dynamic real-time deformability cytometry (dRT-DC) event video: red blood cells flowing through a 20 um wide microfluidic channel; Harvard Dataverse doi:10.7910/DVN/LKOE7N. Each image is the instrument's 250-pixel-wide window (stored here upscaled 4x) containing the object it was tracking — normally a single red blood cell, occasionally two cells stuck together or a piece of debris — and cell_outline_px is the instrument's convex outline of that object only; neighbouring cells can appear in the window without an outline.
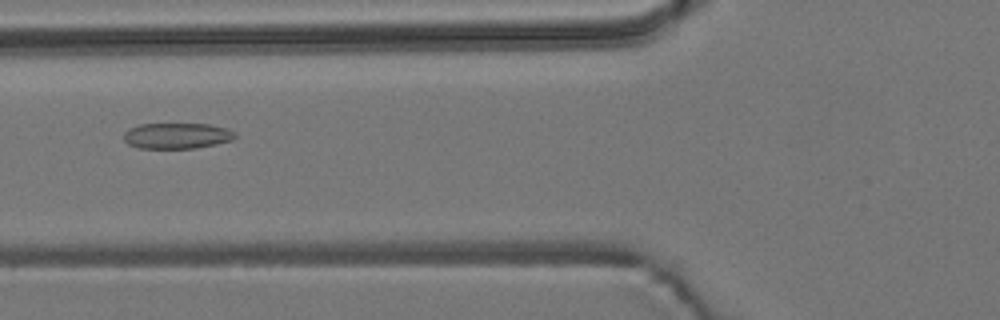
{"species": "common noctule bat (a hibernating species)", "species_latin": "Nyctalus noctula", "temperature_condition": "room temperature", "stored_images_in_passage": 55, "camera_frame_rate_fps": 3000, "um_per_image_px": 0.085, "animal": {"sex": "male", "body_mass_g": 19.2, "forearm_length_mm": 51.8}, "frame": {"image": 1, "passage_image": 21, "time_ms": 6.667, "image_size_px": [1000, 320], "cell_outline_px": [[236, 136], [232, 140], [216, 144], [196, 148], [136, 148], [128, 144], [124, 140], [124, 132], [128, 128], [140, 124], [208, 124], [228, 128], [236, 132]], "centroid_in_image_um": [15.04, 11.54], "position_along_channel_um": 110.8, "area_um2": 16.88}}
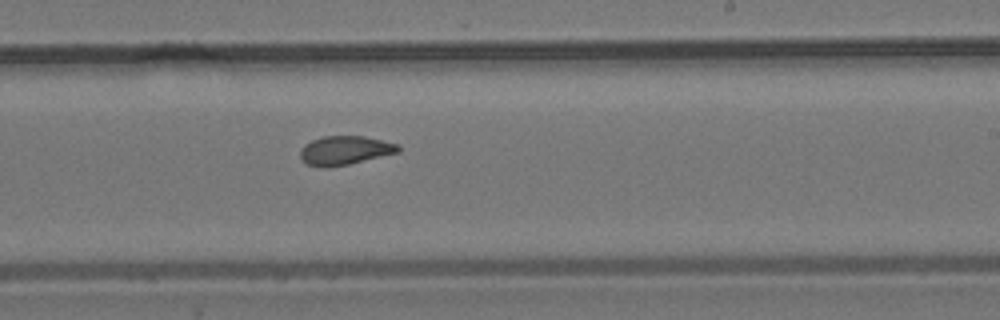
{"frame": {"image": 2, "passage_image": 33, "time_ms": 10.667, "image_size_px": [1000, 320], "cell_outline_px": [[400, 152], [348, 164], [328, 168], [320, 168], [308, 164], [300, 160], [300, 148], [304, 144], [312, 140], [324, 136], [364, 136], [400, 144]], "centroid_in_image_um": [29.29, 12.79], "position_along_channel_um": 259.7, "area_um2": 16.7}}
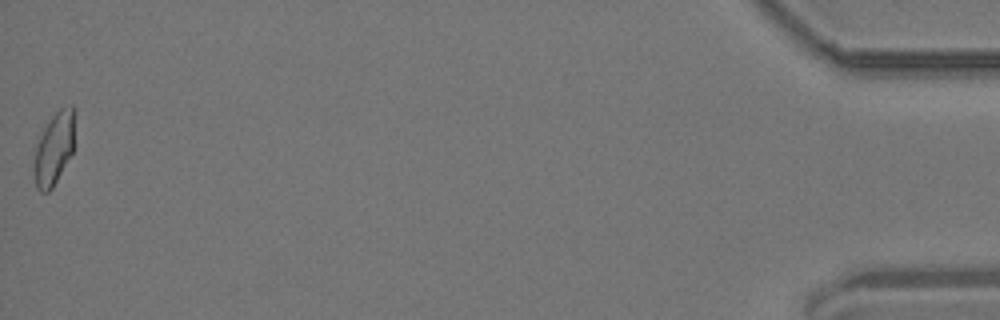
{"frame": {"image": 3, "passage_image": 55, "time_ms": 18.0, "image_size_px": [1000, 320], "cell_outline_px": [[76, 112], [72, 152], [52, 188], [48, 192], [40, 192], [36, 188], [32, 168], [36, 148], [40, 136], [48, 120], [60, 108], [72, 104], [76, 108]], "centroid_in_image_um": [4.6, 12.59], "position_along_channel_um": 430.6, "area_um2": 17.4}, "authors_computed_cell_mechanics": {"area_um2": 17.2822, "velocity_mm_per_s": 3.7169, "shape_relaxation_time_tau1_ms": null, "shape_relaxation_time_tau2_ms": 1.956, "deformation_change_tau1": null, "deformation_change_tau2": 0.0816}}